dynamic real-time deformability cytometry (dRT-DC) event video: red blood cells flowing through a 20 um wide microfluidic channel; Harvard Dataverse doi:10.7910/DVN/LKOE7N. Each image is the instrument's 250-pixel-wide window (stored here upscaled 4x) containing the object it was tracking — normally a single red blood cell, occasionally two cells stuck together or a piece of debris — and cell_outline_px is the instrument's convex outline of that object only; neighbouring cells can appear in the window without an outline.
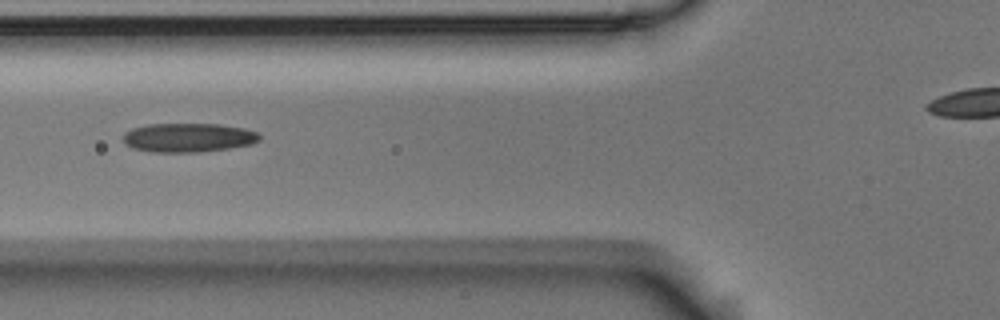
{"species": "Egyptian fruit bat (a non-hibernating species)", "species_latin": "Rousettus aegyptiacus", "temperature_condition": "room temperature", "stored_images_in_passage": 5, "segment_of_instrument_passage": [1, 2], "camera_frame_rate_fps": 3000, "um_per_image_px": 0.085, "animal": {"sex": "male"}, "frame": {"image": 1, "passage_image": 2, "time_ms": 0.333, "image_size_px": [1000, 320], "cell_outline_px": [[260, 140], [252, 144], [228, 148], [200, 152], [152, 152], [132, 148], [124, 144], [124, 132], [132, 128], [148, 124], [220, 124], [244, 128], [256, 132], [260, 136]], "centroid_in_image_um": [15.98, 11.69], "position_along_channel_um": 109.8, "area_um2": 23.12}}
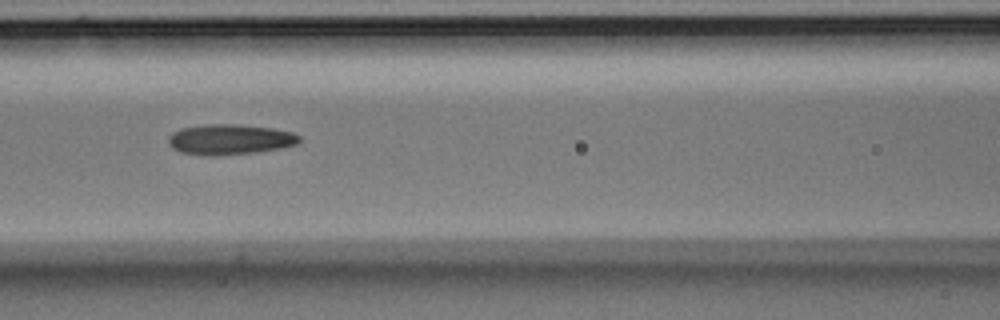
{"frame": {"image": 2, "passage_image": 3, "time_ms": 0.667, "image_size_px": [1000, 320], "cell_outline_px": [[300, 140], [296, 144], [280, 148], [256, 152], [212, 156], [180, 152], [172, 148], [168, 144], [168, 136], [172, 132], [180, 128], [208, 124], [236, 124], [272, 128], [292, 132], [300, 136]], "centroid_in_image_um": [19.5, 11.85], "position_along_channel_um": 147.1, "area_um2": 23.18}}
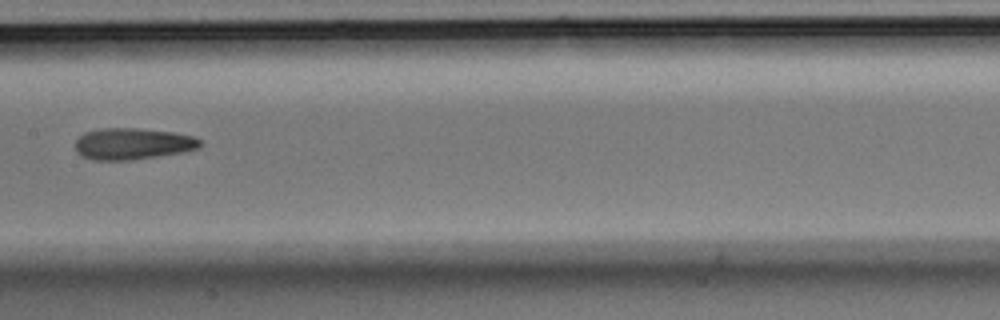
{"frame": {"image": 3, "passage_image": 4, "time_ms": 1.0, "image_size_px": [1000, 320], "cell_outline_px": [[204, 144], [200, 148], [184, 152], [132, 160], [92, 160], [76, 152], [76, 140], [84, 132], [100, 128], [136, 128], [172, 132], [196, 136]], "centroid_in_image_um": [11.32, 12.22], "position_along_channel_um": 196.1, "area_um2": 23.12}}